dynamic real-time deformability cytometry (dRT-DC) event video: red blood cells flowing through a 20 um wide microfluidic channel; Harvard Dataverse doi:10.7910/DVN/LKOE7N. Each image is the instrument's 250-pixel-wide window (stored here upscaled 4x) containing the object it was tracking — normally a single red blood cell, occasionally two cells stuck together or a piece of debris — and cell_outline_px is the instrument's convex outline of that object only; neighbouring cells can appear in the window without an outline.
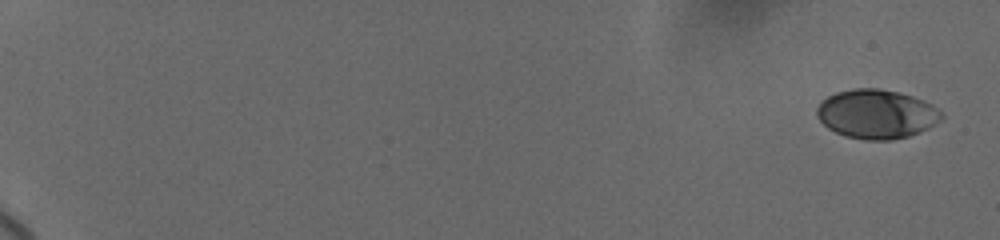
{"species": "human", "species_latin": "Homo sapiens", "temperature_condition": "cold", "stored_images_in_passage": 77, "camera_frame_rate_fps": 3000, "um_per_image_px": 0.085, "donor": {"sex": "female"}, "frame": {"image": 1, "passage_image": 1, "time_ms": 0.0, "image_size_px": [1000, 240], "cell_outline_px": [[944, 116], [940, 120], [928, 128], [920, 132], [908, 136], [892, 140], [864, 140], [848, 136], [836, 132], [828, 128], [816, 116], [816, 108], [828, 96], [836, 92], [856, 88], [876, 88], [896, 92], [912, 96], [924, 100], [932, 104]], "centroid_in_image_um": [74.5, 9.7], "position_along_channel_um": 10.5, "area_um2": 35.43}}
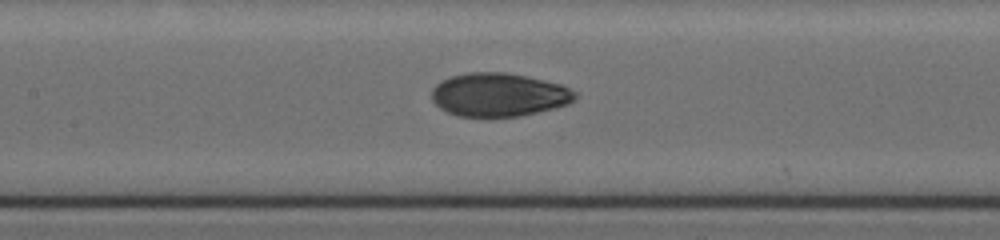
{"frame": {"image": 2, "passage_image": 43, "time_ms": 10.0, "image_size_px": [1000, 240], "cell_outline_px": [[576, 100], [568, 104], [520, 116], [460, 116], [448, 112], [440, 108], [432, 100], [432, 88], [440, 80], [452, 76], [468, 72], [508, 72], [544, 80], [560, 84], [576, 92]], "centroid_in_image_um": [42.39, 8.04], "position_along_channel_um": 165.0, "area_um2": 36.18}}
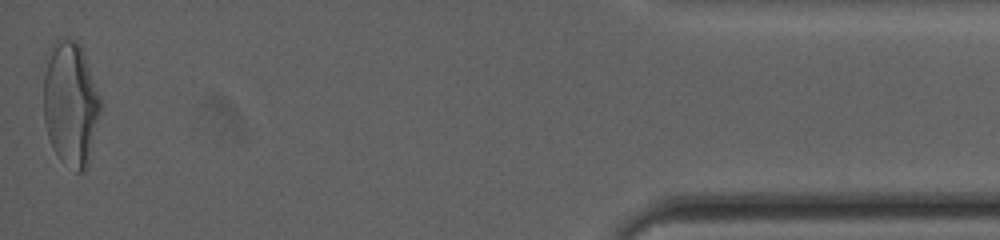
{"frame": {"image": 3, "passage_image": 76, "time_ms": 19.0, "image_size_px": [1000, 240], "cell_outline_px": [[100, 112], [88, 164], [80, 172], [76, 172], [60, 160], [52, 148], [44, 124], [44, 76], [48, 48], [56, 40], [76, 40], [80, 44], [100, 100]], "centroid_in_image_um": [5.96, 8.83], "position_along_channel_um": 429.2, "area_um2": 40.86}, "authors_computed_cell_mechanics": {"area_um2": 35.7204, "velocity_mm_per_s": 3.6856, "shape_relaxation_time_tau1_ms": 5.2206, "shape_relaxation_time_tau2_ms": 1.2932, "deformation_change_tau1": 0.1712, "deformation_change_tau2": 0.054}}